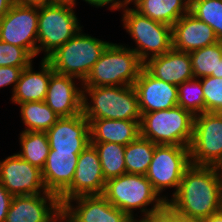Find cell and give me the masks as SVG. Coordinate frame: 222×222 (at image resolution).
<instances>
[{"label":"cell","instance_id":"47","mask_svg":"<svg viewBox=\"0 0 222 222\" xmlns=\"http://www.w3.org/2000/svg\"><path fill=\"white\" fill-rule=\"evenodd\" d=\"M189 4L193 1V0H186Z\"/></svg>","mask_w":222,"mask_h":222},{"label":"cell","instance_id":"44","mask_svg":"<svg viewBox=\"0 0 222 222\" xmlns=\"http://www.w3.org/2000/svg\"><path fill=\"white\" fill-rule=\"evenodd\" d=\"M70 222L67 217H65V215H63L62 213L53 221V222Z\"/></svg>","mask_w":222,"mask_h":222},{"label":"cell","instance_id":"31","mask_svg":"<svg viewBox=\"0 0 222 222\" xmlns=\"http://www.w3.org/2000/svg\"><path fill=\"white\" fill-rule=\"evenodd\" d=\"M178 106L190 111L194 116L205 112L200 79L194 78L178 85Z\"/></svg>","mask_w":222,"mask_h":222},{"label":"cell","instance_id":"4","mask_svg":"<svg viewBox=\"0 0 222 222\" xmlns=\"http://www.w3.org/2000/svg\"><path fill=\"white\" fill-rule=\"evenodd\" d=\"M143 67L144 64L130 47L110 43L81 85L82 87L133 85Z\"/></svg>","mask_w":222,"mask_h":222},{"label":"cell","instance_id":"3","mask_svg":"<svg viewBox=\"0 0 222 222\" xmlns=\"http://www.w3.org/2000/svg\"><path fill=\"white\" fill-rule=\"evenodd\" d=\"M82 88V113L87 120L141 121L142 114L133 85ZM86 93L92 104L87 101Z\"/></svg>","mask_w":222,"mask_h":222},{"label":"cell","instance_id":"34","mask_svg":"<svg viewBox=\"0 0 222 222\" xmlns=\"http://www.w3.org/2000/svg\"><path fill=\"white\" fill-rule=\"evenodd\" d=\"M24 68L26 67H0V87L14 84V91L20 74Z\"/></svg>","mask_w":222,"mask_h":222},{"label":"cell","instance_id":"9","mask_svg":"<svg viewBox=\"0 0 222 222\" xmlns=\"http://www.w3.org/2000/svg\"><path fill=\"white\" fill-rule=\"evenodd\" d=\"M191 165L190 148L176 145H156L154 155L145 174L154 190L160 194L165 188L178 191L182 176Z\"/></svg>","mask_w":222,"mask_h":222},{"label":"cell","instance_id":"45","mask_svg":"<svg viewBox=\"0 0 222 222\" xmlns=\"http://www.w3.org/2000/svg\"><path fill=\"white\" fill-rule=\"evenodd\" d=\"M217 114L222 118V108L217 112Z\"/></svg>","mask_w":222,"mask_h":222},{"label":"cell","instance_id":"20","mask_svg":"<svg viewBox=\"0 0 222 222\" xmlns=\"http://www.w3.org/2000/svg\"><path fill=\"white\" fill-rule=\"evenodd\" d=\"M144 68L155 78L177 86L194 79L189 53L173 47L165 54L149 58Z\"/></svg>","mask_w":222,"mask_h":222},{"label":"cell","instance_id":"1","mask_svg":"<svg viewBox=\"0 0 222 222\" xmlns=\"http://www.w3.org/2000/svg\"><path fill=\"white\" fill-rule=\"evenodd\" d=\"M167 204L181 215L204 219L222 210V173L218 167L191 164Z\"/></svg>","mask_w":222,"mask_h":222},{"label":"cell","instance_id":"16","mask_svg":"<svg viewBox=\"0 0 222 222\" xmlns=\"http://www.w3.org/2000/svg\"><path fill=\"white\" fill-rule=\"evenodd\" d=\"M133 87L142 115L178 106V86L155 78L144 67Z\"/></svg>","mask_w":222,"mask_h":222},{"label":"cell","instance_id":"41","mask_svg":"<svg viewBox=\"0 0 222 222\" xmlns=\"http://www.w3.org/2000/svg\"><path fill=\"white\" fill-rule=\"evenodd\" d=\"M200 222H222V210L207 218L201 219Z\"/></svg>","mask_w":222,"mask_h":222},{"label":"cell","instance_id":"10","mask_svg":"<svg viewBox=\"0 0 222 222\" xmlns=\"http://www.w3.org/2000/svg\"><path fill=\"white\" fill-rule=\"evenodd\" d=\"M193 165L219 167L222 163V118L217 112H204L194 117L190 145Z\"/></svg>","mask_w":222,"mask_h":222},{"label":"cell","instance_id":"19","mask_svg":"<svg viewBox=\"0 0 222 222\" xmlns=\"http://www.w3.org/2000/svg\"><path fill=\"white\" fill-rule=\"evenodd\" d=\"M219 42L214 30L190 12L172 26V47L190 53Z\"/></svg>","mask_w":222,"mask_h":222},{"label":"cell","instance_id":"18","mask_svg":"<svg viewBox=\"0 0 222 222\" xmlns=\"http://www.w3.org/2000/svg\"><path fill=\"white\" fill-rule=\"evenodd\" d=\"M73 79L56 72L51 74L44 102L60 118L82 113L83 90L76 87Z\"/></svg>","mask_w":222,"mask_h":222},{"label":"cell","instance_id":"23","mask_svg":"<svg viewBox=\"0 0 222 222\" xmlns=\"http://www.w3.org/2000/svg\"><path fill=\"white\" fill-rule=\"evenodd\" d=\"M90 143L111 142L126 146L140 135V122L132 120H88Z\"/></svg>","mask_w":222,"mask_h":222},{"label":"cell","instance_id":"24","mask_svg":"<svg viewBox=\"0 0 222 222\" xmlns=\"http://www.w3.org/2000/svg\"><path fill=\"white\" fill-rule=\"evenodd\" d=\"M134 9L148 18L173 26L184 14L189 12L186 0H132Z\"/></svg>","mask_w":222,"mask_h":222},{"label":"cell","instance_id":"8","mask_svg":"<svg viewBox=\"0 0 222 222\" xmlns=\"http://www.w3.org/2000/svg\"><path fill=\"white\" fill-rule=\"evenodd\" d=\"M72 5L49 4L39 7L37 55L46 53L47 59L60 46L69 41L81 27Z\"/></svg>","mask_w":222,"mask_h":222},{"label":"cell","instance_id":"13","mask_svg":"<svg viewBox=\"0 0 222 222\" xmlns=\"http://www.w3.org/2000/svg\"><path fill=\"white\" fill-rule=\"evenodd\" d=\"M0 182L13 196L51 193L44 185L42 170L16 153L0 161Z\"/></svg>","mask_w":222,"mask_h":222},{"label":"cell","instance_id":"37","mask_svg":"<svg viewBox=\"0 0 222 222\" xmlns=\"http://www.w3.org/2000/svg\"><path fill=\"white\" fill-rule=\"evenodd\" d=\"M88 2L90 5H94L96 7H104L105 5L111 3L110 7L112 10H117L121 8L128 7L132 0H84Z\"/></svg>","mask_w":222,"mask_h":222},{"label":"cell","instance_id":"43","mask_svg":"<svg viewBox=\"0 0 222 222\" xmlns=\"http://www.w3.org/2000/svg\"><path fill=\"white\" fill-rule=\"evenodd\" d=\"M217 78H222V59L218 62Z\"/></svg>","mask_w":222,"mask_h":222},{"label":"cell","instance_id":"11","mask_svg":"<svg viewBox=\"0 0 222 222\" xmlns=\"http://www.w3.org/2000/svg\"><path fill=\"white\" fill-rule=\"evenodd\" d=\"M39 7L14 4L0 20V40L37 55Z\"/></svg>","mask_w":222,"mask_h":222},{"label":"cell","instance_id":"25","mask_svg":"<svg viewBox=\"0 0 222 222\" xmlns=\"http://www.w3.org/2000/svg\"><path fill=\"white\" fill-rule=\"evenodd\" d=\"M156 144L139 135L125 146L126 173L145 175L154 155Z\"/></svg>","mask_w":222,"mask_h":222},{"label":"cell","instance_id":"36","mask_svg":"<svg viewBox=\"0 0 222 222\" xmlns=\"http://www.w3.org/2000/svg\"><path fill=\"white\" fill-rule=\"evenodd\" d=\"M12 198L13 195L0 182V222H5Z\"/></svg>","mask_w":222,"mask_h":222},{"label":"cell","instance_id":"32","mask_svg":"<svg viewBox=\"0 0 222 222\" xmlns=\"http://www.w3.org/2000/svg\"><path fill=\"white\" fill-rule=\"evenodd\" d=\"M32 59L24 48L0 40V67H28Z\"/></svg>","mask_w":222,"mask_h":222},{"label":"cell","instance_id":"42","mask_svg":"<svg viewBox=\"0 0 222 222\" xmlns=\"http://www.w3.org/2000/svg\"><path fill=\"white\" fill-rule=\"evenodd\" d=\"M50 4H68L75 6V1L76 0H49Z\"/></svg>","mask_w":222,"mask_h":222},{"label":"cell","instance_id":"30","mask_svg":"<svg viewBox=\"0 0 222 222\" xmlns=\"http://www.w3.org/2000/svg\"><path fill=\"white\" fill-rule=\"evenodd\" d=\"M189 12L208 24L222 42V0H193Z\"/></svg>","mask_w":222,"mask_h":222},{"label":"cell","instance_id":"27","mask_svg":"<svg viewBox=\"0 0 222 222\" xmlns=\"http://www.w3.org/2000/svg\"><path fill=\"white\" fill-rule=\"evenodd\" d=\"M19 105L22 120L26 125L24 131L46 132L60 118L44 101L25 102Z\"/></svg>","mask_w":222,"mask_h":222},{"label":"cell","instance_id":"46","mask_svg":"<svg viewBox=\"0 0 222 222\" xmlns=\"http://www.w3.org/2000/svg\"><path fill=\"white\" fill-rule=\"evenodd\" d=\"M219 171L222 173V163L221 165L218 167Z\"/></svg>","mask_w":222,"mask_h":222},{"label":"cell","instance_id":"28","mask_svg":"<svg viewBox=\"0 0 222 222\" xmlns=\"http://www.w3.org/2000/svg\"><path fill=\"white\" fill-rule=\"evenodd\" d=\"M90 144H92L98 152L106 181L126 173L124 145L111 142Z\"/></svg>","mask_w":222,"mask_h":222},{"label":"cell","instance_id":"15","mask_svg":"<svg viewBox=\"0 0 222 222\" xmlns=\"http://www.w3.org/2000/svg\"><path fill=\"white\" fill-rule=\"evenodd\" d=\"M77 201L75 207L72 201ZM62 214L70 222H130L131 218L113 206L103 195H83L62 205Z\"/></svg>","mask_w":222,"mask_h":222},{"label":"cell","instance_id":"38","mask_svg":"<svg viewBox=\"0 0 222 222\" xmlns=\"http://www.w3.org/2000/svg\"><path fill=\"white\" fill-rule=\"evenodd\" d=\"M14 2L15 4L34 7H42L50 4L49 0H14Z\"/></svg>","mask_w":222,"mask_h":222},{"label":"cell","instance_id":"26","mask_svg":"<svg viewBox=\"0 0 222 222\" xmlns=\"http://www.w3.org/2000/svg\"><path fill=\"white\" fill-rule=\"evenodd\" d=\"M19 139L22 152L17 154L31 165L42 170L50 151L46 132L22 131Z\"/></svg>","mask_w":222,"mask_h":222},{"label":"cell","instance_id":"40","mask_svg":"<svg viewBox=\"0 0 222 222\" xmlns=\"http://www.w3.org/2000/svg\"><path fill=\"white\" fill-rule=\"evenodd\" d=\"M14 4V0H0V20Z\"/></svg>","mask_w":222,"mask_h":222},{"label":"cell","instance_id":"17","mask_svg":"<svg viewBox=\"0 0 222 222\" xmlns=\"http://www.w3.org/2000/svg\"><path fill=\"white\" fill-rule=\"evenodd\" d=\"M50 150L81 153L90 145L89 121L83 113L61 117L46 131Z\"/></svg>","mask_w":222,"mask_h":222},{"label":"cell","instance_id":"35","mask_svg":"<svg viewBox=\"0 0 222 222\" xmlns=\"http://www.w3.org/2000/svg\"><path fill=\"white\" fill-rule=\"evenodd\" d=\"M163 222H200V220L181 215L166 204L163 207Z\"/></svg>","mask_w":222,"mask_h":222},{"label":"cell","instance_id":"5","mask_svg":"<svg viewBox=\"0 0 222 222\" xmlns=\"http://www.w3.org/2000/svg\"><path fill=\"white\" fill-rule=\"evenodd\" d=\"M194 117L180 106L144 113L140 122V135L156 145L190 147Z\"/></svg>","mask_w":222,"mask_h":222},{"label":"cell","instance_id":"14","mask_svg":"<svg viewBox=\"0 0 222 222\" xmlns=\"http://www.w3.org/2000/svg\"><path fill=\"white\" fill-rule=\"evenodd\" d=\"M61 213L62 206L54 193L15 195L5 222H53Z\"/></svg>","mask_w":222,"mask_h":222},{"label":"cell","instance_id":"33","mask_svg":"<svg viewBox=\"0 0 222 222\" xmlns=\"http://www.w3.org/2000/svg\"><path fill=\"white\" fill-rule=\"evenodd\" d=\"M201 85L204 92L205 112H218L222 108V78L203 77Z\"/></svg>","mask_w":222,"mask_h":222},{"label":"cell","instance_id":"12","mask_svg":"<svg viewBox=\"0 0 222 222\" xmlns=\"http://www.w3.org/2000/svg\"><path fill=\"white\" fill-rule=\"evenodd\" d=\"M106 180L95 147L90 144L78 157L72 183L58 196L61 206L72 198L83 195H102Z\"/></svg>","mask_w":222,"mask_h":222},{"label":"cell","instance_id":"2","mask_svg":"<svg viewBox=\"0 0 222 222\" xmlns=\"http://www.w3.org/2000/svg\"><path fill=\"white\" fill-rule=\"evenodd\" d=\"M113 206L133 218V209L140 208L144 217L156 215L168 202L160 196L145 175L125 173L106 181L102 194ZM155 202V203H154ZM153 204L151 209H146Z\"/></svg>","mask_w":222,"mask_h":222},{"label":"cell","instance_id":"21","mask_svg":"<svg viewBox=\"0 0 222 222\" xmlns=\"http://www.w3.org/2000/svg\"><path fill=\"white\" fill-rule=\"evenodd\" d=\"M80 153L50 150L42 169V178L48 192L59 196L74 178Z\"/></svg>","mask_w":222,"mask_h":222},{"label":"cell","instance_id":"22","mask_svg":"<svg viewBox=\"0 0 222 222\" xmlns=\"http://www.w3.org/2000/svg\"><path fill=\"white\" fill-rule=\"evenodd\" d=\"M32 63L24 68L13 91L12 102L22 104L25 102L44 101L48 90L51 74L54 72L47 59L41 61V71L34 72Z\"/></svg>","mask_w":222,"mask_h":222},{"label":"cell","instance_id":"7","mask_svg":"<svg viewBox=\"0 0 222 222\" xmlns=\"http://www.w3.org/2000/svg\"><path fill=\"white\" fill-rule=\"evenodd\" d=\"M123 12V27L136 42L137 47L132 50L143 64L149 57L160 56L172 48L171 26L154 21L132 8L126 7Z\"/></svg>","mask_w":222,"mask_h":222},{"label":"cell","instance_id":"29","mask_svg":"<svg viewBox=\"0 0 222 222\" xmlns=\"http://www.w3.org/2000/svg\"><path fill=\"white\" fill-rule=\"evenodd\" d=\"M194 78L217 77L218 62L222 59V42L189 53Z\"/></svg>","mask_w":222,"mask_h":222},{"label":"cell","instance_id":"39","mask_svg":"<svg viewBox=\"0 0 222 222\" xmlns=\"http://www.w3.org/2000/svg\"><path fill=\"white\" fill-rule=\"evenodd\" d=\"M130 222H163V208L156 215L143 217L139 221L133 217Z\"/></svg>","mask_w":222,"mask_h":222},{"label":"cell","instance_id":"6","mask_svg":"<svg viewBox=\"0 0 222 222\" xmlns=\"http://www.w3.org/2000/svg\"><path fill=\"white\" fill-rule=\"evenodd\" d=\"M80 32L82 30L54 51L47 60L54 72L80 79L83 83L110 43Z\"/></svg>","mask_w":222,"mask_h":222}]
</instances>
